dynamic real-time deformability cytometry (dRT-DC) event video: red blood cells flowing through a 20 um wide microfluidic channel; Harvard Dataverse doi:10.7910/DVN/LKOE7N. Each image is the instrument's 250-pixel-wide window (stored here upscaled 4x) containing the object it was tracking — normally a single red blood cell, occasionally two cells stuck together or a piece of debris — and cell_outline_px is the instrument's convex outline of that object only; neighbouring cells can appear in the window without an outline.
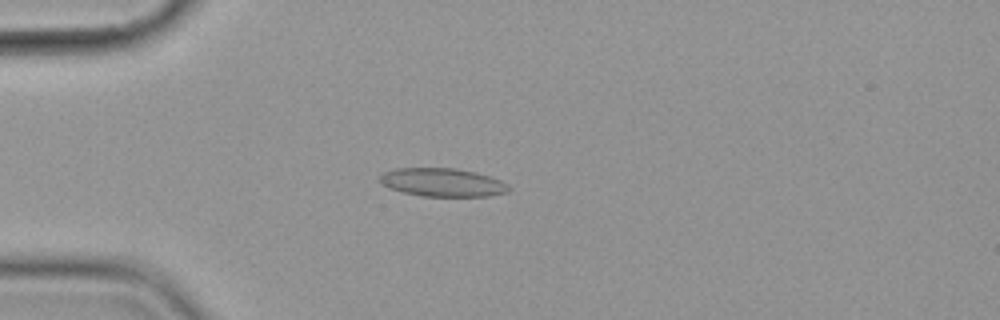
{"species": "common noctule bat (a hibernating species)", "species_latin": "Nyctalus noctula", "temperature_condition": "cold", "stored_images_in_passage": 7, "camera_frame_rate_fps": 3000, "um_per_image_px": 0.085, "animal": {"sex": "female", "body_mass_g": 19.9}, "frame": {"image": 1, "passage_image": 3, "time_ms": 3.333, "image_size_px": [1000, 320], "cell_outline_px": [[508, 192], [488, 196], [420, 196], [404, 192], [392, 188], [384, 184], [380, 180], [380, 176], [384, 172], [396, 168], [456, 168], [476, 172], [500, 180], [508, 184]], "centroid_in_image_um": [37.64, 15.5], "position_along_channel_um": 47.4, "area_um2": 21.04}}
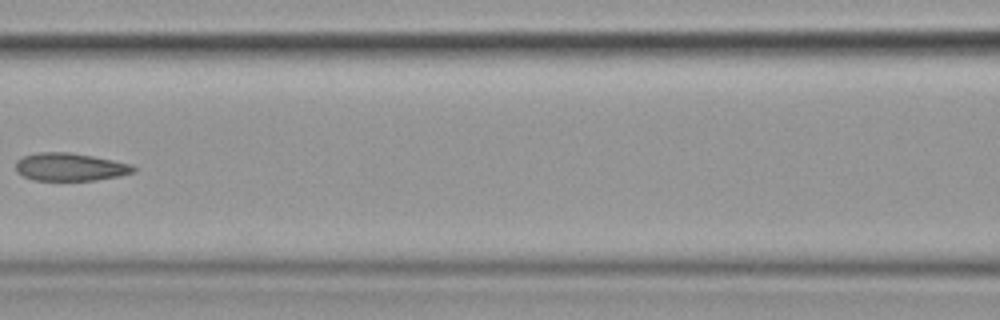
{"frame": {"image": 2, "passage_image": 6, "time_ms": 7.0, "image_size_px": [1000, 320], "cell_outline_px": [[136, 172], [120, 176], [96, 180], [32, 180], [16, 172], [16, 160], [24, 156], [36, 152], [68, 152], [92, 156], [132, 164], [136, 168]], "centroid_in_image_um": [5.96, 14.19], "position_along_channel_um": 160.6, "area_um2": 19.19}}
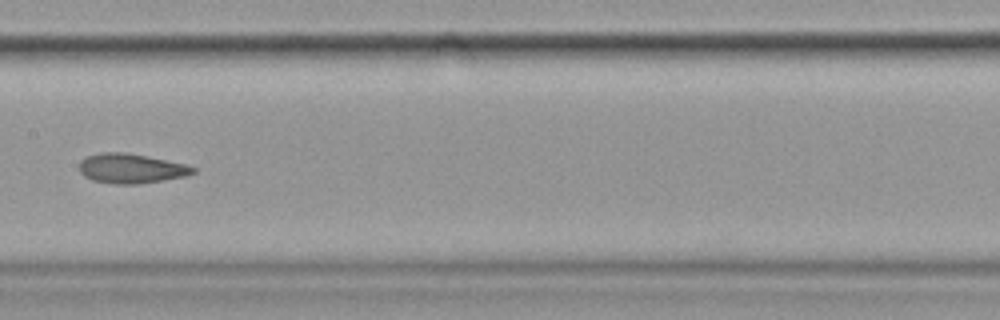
{"frame": {"image": 3, "passage_image": 7, "time_ms": 8.0, "image_size_px": [1000, 320], "cell_outline_px": [[196, 172], [184, 176], [136, 184], [116, 184], [92, 180], [84, 176], [80, 172], [80, 160], [88, 156], [104, 152], [124, 152], [188, 164], [196, 168]], "centroid_in_image_um": [11.14, 14.31], "position_along_channel_um": 196.3, "area_um2": 19.42}}